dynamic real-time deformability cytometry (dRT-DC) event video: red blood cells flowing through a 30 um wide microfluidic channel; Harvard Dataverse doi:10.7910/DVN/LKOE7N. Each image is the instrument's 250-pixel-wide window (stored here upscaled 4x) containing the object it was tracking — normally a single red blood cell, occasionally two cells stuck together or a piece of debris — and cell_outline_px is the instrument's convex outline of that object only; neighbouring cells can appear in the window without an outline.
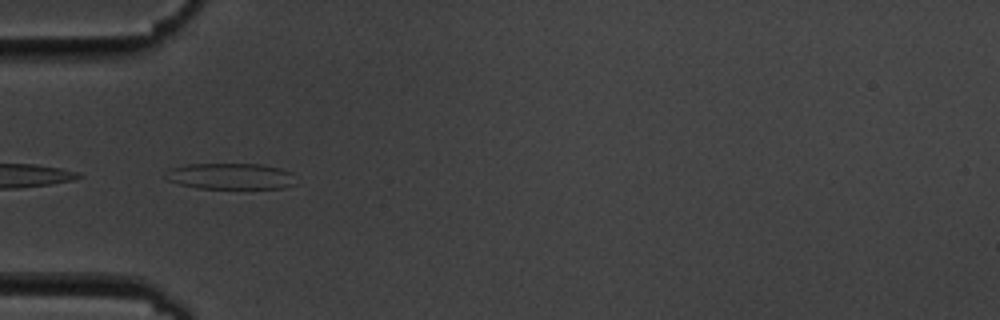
{"species": "common noctule bat (a hibernating species)", "species_latin": "Nyctalus noctula", "temperature_condition": "cold", "stored_images_in_passage": 20, "camera_frame_rate_fps": 3000, "um_per_image_px": 0.085, "animal": {"sex": "male", "body_mass_g": 19.5, "forearm_length_mm": 54.6}, "frame": {"image": 1, "passage_image": 17, "time_ms": 5.333, "image_size_px": [1000, 320], "cell_outline_px": [[296, 184], [284, 188], [196, 188], [164, 180], [168, 168], [184, 164], [260, 164], [280, 168], [292, 172]], "centroid_in_image_um": [19.57, 14.97], "position_along_channel_um": 65.4, "area_um2": 20.06}}